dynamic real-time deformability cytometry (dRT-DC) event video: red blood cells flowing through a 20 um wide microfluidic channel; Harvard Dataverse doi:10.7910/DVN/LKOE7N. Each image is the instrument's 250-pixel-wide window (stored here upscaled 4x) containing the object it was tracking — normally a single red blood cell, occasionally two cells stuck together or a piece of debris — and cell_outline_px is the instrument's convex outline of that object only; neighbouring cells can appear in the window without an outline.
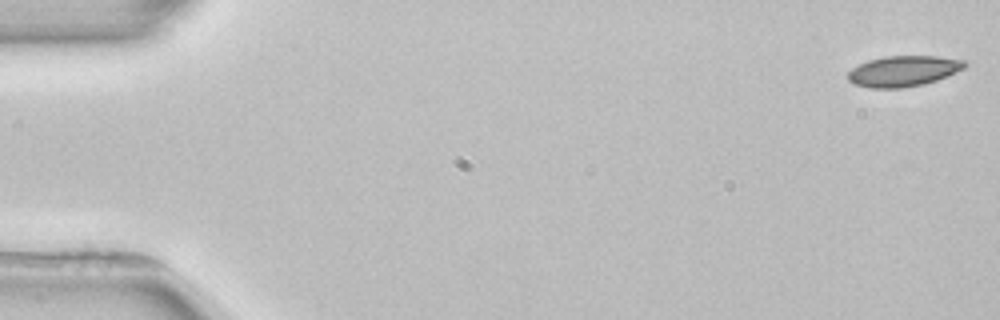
{"species": "common noctule bat (a hibernating species)", "species_latin": "Nyctalus noctula", "temperature_condition": "room temperature", "stored_images_in_passage": 6, "camera_frame_rate_fps": 3000, "um_per_image_px": 0.085, "animal": {"sex": "female", "body_mass_g": 22.7, "forearm_length_mm": 54.2}, "frame": {"image": 1, "passage_image": 1, "time_ms": 0.0, "image_size_px": [1000, 320], "cell_outline_px": [[968, 64], [964, 68], [956, 72], [936, 80], [924, 84], [904, 88], [868, 88], [856, 84], [848, 80], [848, 72], [852, 68], [868, 60], [884, 56], [936, 56], [964, 60]], "centroid_in_image_um": [76.78, 6.04], "position_along_channel_um": 8.2, "area_um2": 20.87}}